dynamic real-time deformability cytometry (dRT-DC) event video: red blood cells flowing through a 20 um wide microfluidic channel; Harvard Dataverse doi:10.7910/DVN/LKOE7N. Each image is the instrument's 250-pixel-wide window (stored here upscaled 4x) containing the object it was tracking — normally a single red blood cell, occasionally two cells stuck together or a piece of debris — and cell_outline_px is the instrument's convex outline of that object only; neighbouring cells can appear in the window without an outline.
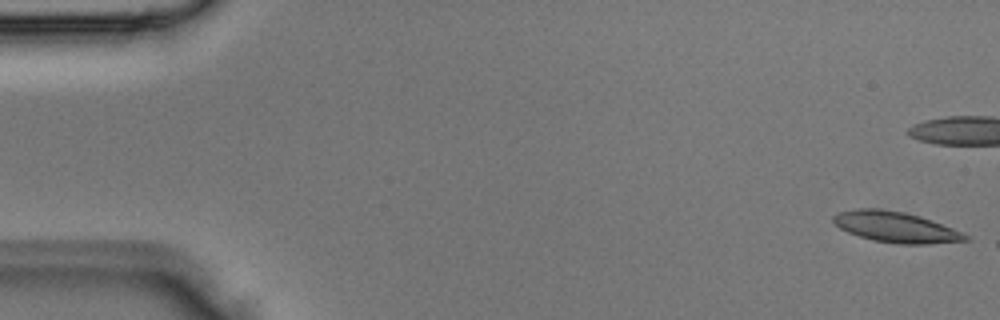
{"species": "Egyptian fruit bat (a non-hibernating species)", "species_latin": "Rousettus aegyptiacus", "temperature_condition": "room temperature", "stored_images_in_passage": 3, "camera_frame_rate_fps": 3000, "um_per_image_px": 0.085, "animal": {"sex": "male"}, "frame": {"image": 1, "passage_image": 1, "time_ms": 0.0, "image_size_px": [1000, 320], "cell_outline_px": [[968, 240], [928, 244], [900, 244], [872, 240], [848, 232], [840, 228], [832, 220], [832, 216], [836, 212], [856, 208], [876, 208], [904, 212], [920, 216], [932, 220], [952, 228], [968, 236]], "centroid_in_image_um": [76.09, 19.29], "position_along_channel_um": 8.9, "area_um2": 23.52}}